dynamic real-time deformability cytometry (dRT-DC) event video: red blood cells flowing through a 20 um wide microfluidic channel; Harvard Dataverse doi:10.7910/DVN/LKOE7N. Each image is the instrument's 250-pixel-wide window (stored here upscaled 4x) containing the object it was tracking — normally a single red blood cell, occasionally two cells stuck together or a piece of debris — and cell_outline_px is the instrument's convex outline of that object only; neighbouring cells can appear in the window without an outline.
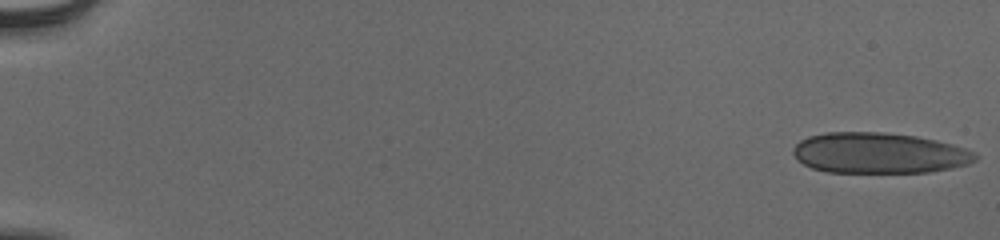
{"species": "human", "species_latin": "Homo sapiens", "temperature_condition": "cold", "stored_images_in_passage": 55, "camera_frame_rate_fps": 3000, "um_per_image_px": 0.085, "donor": {"sex": "male"}, "frame": {"image": 1, "passage_image": 1, "time_ms": 0.0, "image_size_px": [1000, 240], "cell_outline_px": [[980, 156], [976, 160], [968, 164], [952, 168], [928, 172], [828, 172], [812, 168], [796, 160], [792, 152], [792, 148], [800, 140], [808, 136], [824, 132], [880, 132], [916, 136], [936, 140], [952, 144], [976, 152]], "centroid_in_image_um": [74.71, 13.01], "position_along_channel_um": 10.3, "area_um2": 43.47}}
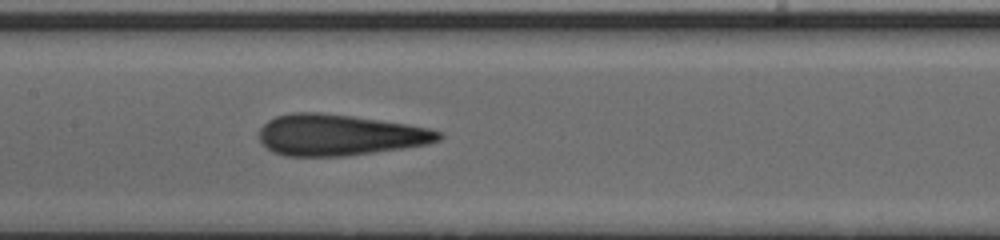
{"frame": {"image": 2, "passage_image": 29, "time_ms": 9.333, "image_size_px": [1000, 240], "cell_outline_px": [[444, 136], [440, 140], [424, 144], [400, 148], [344, 156], [288, 156], [272, 152], [260, 140], [260, 128], [268, 120], [276, 116], [292, 112], [320, 112], [352, 116], [408, 124], [428, 128], [444, 132]], "centroid_in_image_um": [28.84, 11.46], "position_along_channel_um": 178.6, "area_um2": 42.83}}
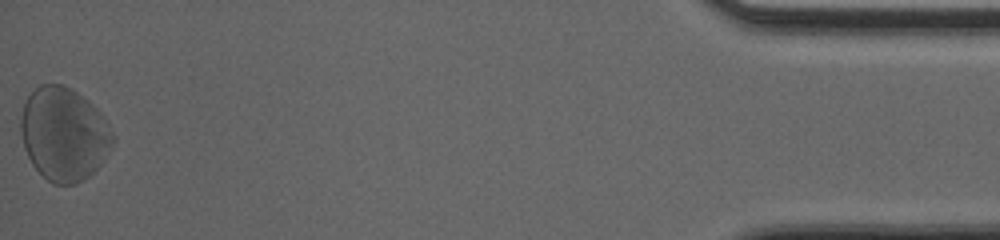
{"frame": {"image": 3, "passage_image": 55, "time_ms": 18.0, "image_size_px": [1000, 240], "cell_outline_px": [[116, 140], [112, 148], [100, 164], [84, 180], [76, 184], [52, 184], [32, 164], [24, 148], [20, 132], [20, 120], [24, 104], [28, 96], [40, 84], [64, 84], [72, 88], [88, 100], [96, 108], [108, 124], [116, 136]], "centroid_in_image_um": [5.44, 11.39], "position_along_channel_um": 429.8, "area_um2": 50.29}, "authors_computed_cell_mechanics": {"area_um2": 43.2344, "velocity_mm_per_s": 3.842, "shape_relaxation_time_tau1_ms": null, "shape_relaxation_time_tau2_ms": 1.1877, "deformation_change_tau1": null, "deformation_change_tau2": 0.0552}}